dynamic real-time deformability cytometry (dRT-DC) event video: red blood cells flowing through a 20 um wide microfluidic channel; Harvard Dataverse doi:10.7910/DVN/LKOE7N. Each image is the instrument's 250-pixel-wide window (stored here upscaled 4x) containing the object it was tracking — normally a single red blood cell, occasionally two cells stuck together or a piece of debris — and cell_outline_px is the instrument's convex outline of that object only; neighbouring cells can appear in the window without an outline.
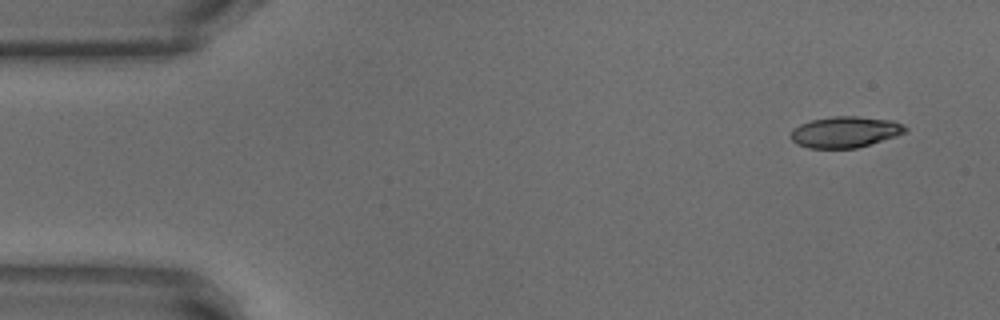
{"species": "common noctule bat (a hibernating species)", "species_latin": "Nyctalus noctula", "temperature_condition": "warm", "stored_images_in_passage": 8, "camera_frame_rate_fps": 3000, "um_per_image_px": 0.085, "animal": {"sex": "male", "body_mass_g": 18.8}, "frame": {"image": 1, "passage_image": 1, "time_ms": 0.0, "image_size_px": [1000, 320], "cell_outline_px": [[908, 132], [896, 136], [856, 148], [808, 148], [796, 144], [792, 140], [792, 128], [800, 124], [812, 120], [832, 116], [856, 116], [892, 120], [904, 124], [908, 128]], "centroid_in_image_um": [71.86, 11.21], "position_along_channel_um": 13.1, "area_um2": 20.81}}